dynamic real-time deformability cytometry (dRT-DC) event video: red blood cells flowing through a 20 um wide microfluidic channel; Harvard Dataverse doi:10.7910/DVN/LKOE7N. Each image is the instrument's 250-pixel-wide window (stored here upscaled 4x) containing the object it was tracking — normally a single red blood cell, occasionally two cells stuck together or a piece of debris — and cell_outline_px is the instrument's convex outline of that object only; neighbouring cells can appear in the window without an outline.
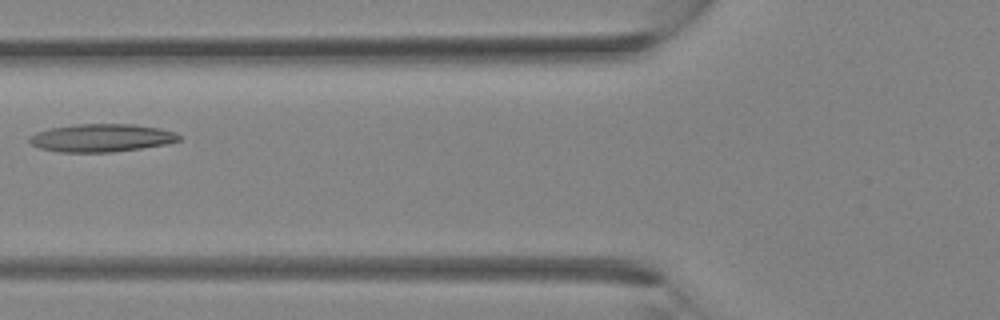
{"species": "Egyptian fruit bat (a non-hibernating species)", "species_latin": "Rousettus aegyptiacus", "temperature_condition": "room temperature", "stored_images_in_passage": 33, "camera_frame_rate_fps": 3000, "um_per_image_px": 0.085, "animal": {"sex": "female"}, "frame": {"image": 1, "passage_image": 12, "time_ms": 3.667, "image_size_px": [1000, 320], "cell_outline_px": [[184, 136], [180, 140], [168, 144], [112, 152], [60, 152], [40, 148], [32, 144], [28, 140], [28, 136], [36, 132], [52, 128], [76, 124], [136, 124], [160, 128], [176, 132]], "centroid_in_image_um": [8.67, 11.71], "position_along_channel_um": 117.1, "area_um2": 24.51}}
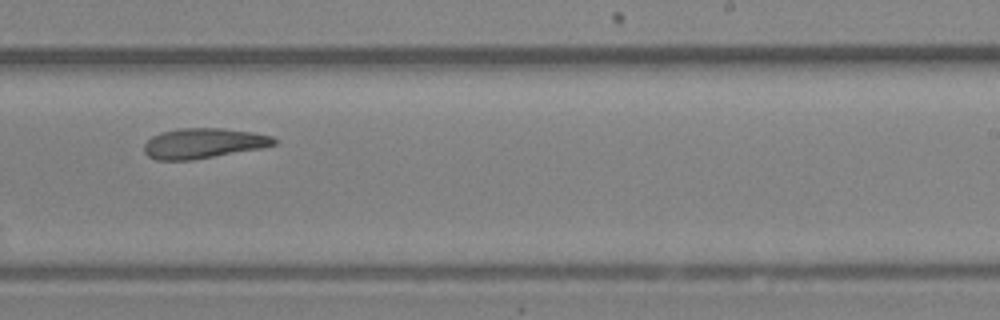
{"frame": {"image": 2, "passage_image": 20, "time_ms": 6.333, "image_size_px": [1000, 320], "cell_outline_px": [[276, 144], [264, 148], [192, 160], [156, 160], [148, 156], [144, 152], [144, 144], [152, 136], [160, 132], [180, 128], [220, 128], [252, 132], [272, 136], [276, 140]], "centroid_in_image_um": [17.28, 12.18], "position_along_channel_um": 271.7, "area_um2": 22.95}}
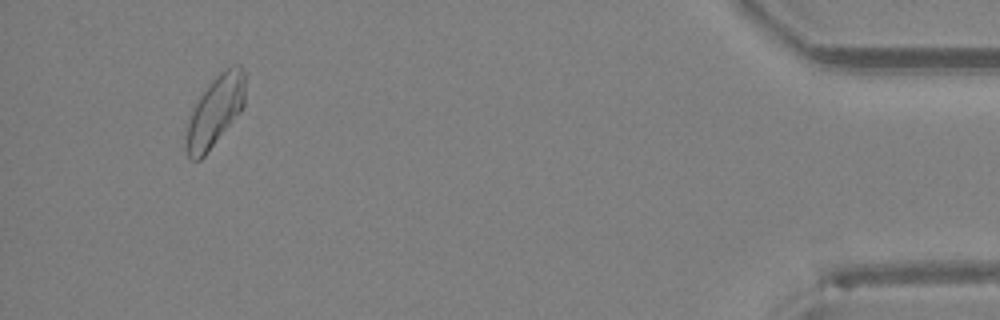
{"frame": {"image": 3, "passage_image": 31, "time_ms": 10.0, "image_size_px": [1000, 320], "cell_outline_px": [[248, 72], [244, 108], [204, 156], [200, 160], [192, 160], [188, 156], [188, 120], [196, 100], [208, 84], [220, 72], [232, 64], [240, 64]], "centroid_in_image_um": [18.39, 9.33], "position_along_channel_um": 416.8, "area_um2": 24.51}}